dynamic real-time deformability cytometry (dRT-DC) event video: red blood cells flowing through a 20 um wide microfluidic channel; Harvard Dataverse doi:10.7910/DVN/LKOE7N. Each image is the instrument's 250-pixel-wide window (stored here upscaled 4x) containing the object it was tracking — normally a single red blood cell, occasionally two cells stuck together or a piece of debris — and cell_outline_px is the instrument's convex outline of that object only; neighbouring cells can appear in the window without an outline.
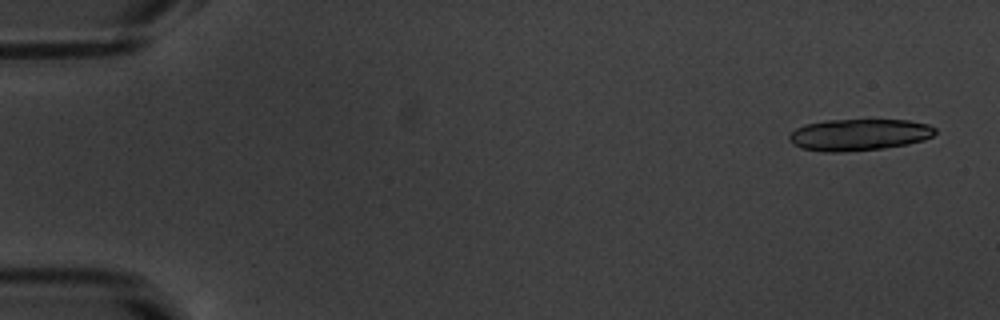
{"species": "common noctule bat (a hibernating species)", "species_latin": "Nyctalus noctula", "temperature_condition": "warm", "stored_images_in_passage": 21, "camera_frame_rate_fps": 3000, "um_per_image_px": 0.085, "animal": {"sex": "male", "body_mass_g": 20.1, "forearm_length_mm": 53.5}, "frame": {"image": 1, "passage_image": 3, "time_ms": 0.667, "image_size_px": [1000, 320], "cell_outline_px": [[936, 132], [932, 136], [924, 140], [908, 144], [884, 148], [844, 152], [824, 152], [800, 148], [792, 144], [788, 140], [788, 136], [796, 128], [804, 124], [824, 120], [908, 120], [928, 124], [936, 128]], "centroid_in_image_um": [72.99, 11.45], "position_along_channel_um": 12.0, "area_um2": 27.17}}